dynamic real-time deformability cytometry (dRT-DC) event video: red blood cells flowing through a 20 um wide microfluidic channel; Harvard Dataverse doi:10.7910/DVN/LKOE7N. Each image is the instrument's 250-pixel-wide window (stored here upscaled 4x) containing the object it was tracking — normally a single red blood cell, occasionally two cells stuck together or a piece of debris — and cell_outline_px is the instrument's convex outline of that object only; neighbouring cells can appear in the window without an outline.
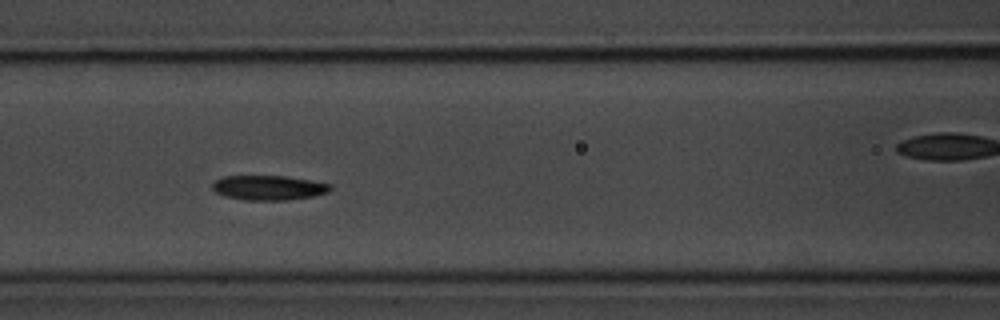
{"species": "common noctule bat (a hibernating species)", "species_latin": "Nyctalus noctula", "temperature_condition": "room temperature", "stored_images_in_passage": 16, "camera_frame_rate_fps": 3000, "um_per_image_px": 0.085, "animal": {"sex": "male", "body_mass_g": 20.1, "forearm_length_mm": 53.5}, "frame": {"image": 1, "passage_image": 7, "time_ms": 7.667, "image_size_px": [1000, 320], "cell_outline_px": [[332, 188], [328, 192], [312, 196], [288, 200], [244, 200], [224, 196], [216, 192], [212, 188], [212, 184], [216, 180], [224, 176], [288, 176], [312, 180], [332, 184]], "centroid_in_image_um": [22.85, 15.95], "position_along_channel_um": 143.7, "area_um2": 17.05}}
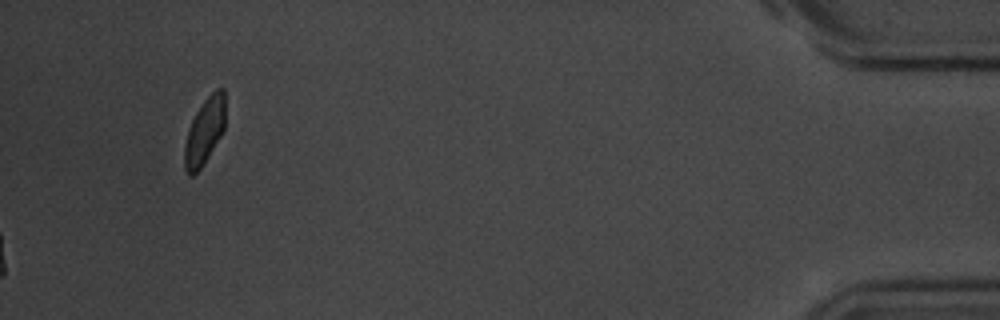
{"frame": {"image": 2, "passage_image": 16, "time_ms": 19.333, "image_size_px": [1000, 320], "cell_outline_px": [[224, 128], [220, 136], [208, 156], [200, 168], [192, 176], [188, 176], [184, 168], [184, 144], [188, 128], [196, 112], [204, 100], [216, 88], [224, 88]], "centroid_in_image_um": [17.36, 11.16], "position_along_channel_um": 417.8, "area_um2": 15.61}, "authors_computed_cell_mechanics": {"area_um2": 17.0799, "velocity_mm_per_s": 3.4561, "shape_relaxation_time_tau1_ms": 1.5105, "shape_relaxation_time_tau2_ms": 5.2921, "deformation_change_tau1": 0.0779, "deformation_change_tau2": 0.0793}}